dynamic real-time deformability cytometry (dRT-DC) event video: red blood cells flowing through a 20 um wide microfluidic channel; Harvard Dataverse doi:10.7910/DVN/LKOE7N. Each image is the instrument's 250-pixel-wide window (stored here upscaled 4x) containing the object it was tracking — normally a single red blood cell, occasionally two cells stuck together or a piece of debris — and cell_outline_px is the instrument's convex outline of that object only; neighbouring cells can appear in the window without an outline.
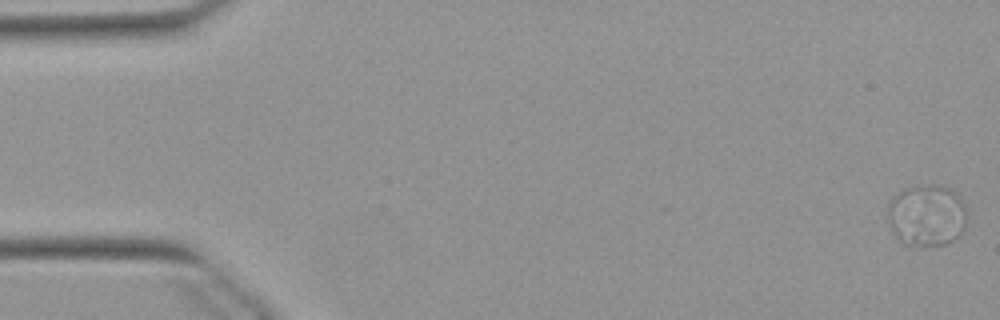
{"species": "Egyptian fruit bat (a non-hibernating species)", "species_latin": "Rousettus aegyptiacus", "temperature_condition": "warm", "stored_images_in_passage": 54, "camera_frame_rate_fps": 3000, "um_per_image_px": 0.085, "animal": {"sex": "female"}, "frame": {"image": 1, "passage_image": 1, "time_ms": 0.0, "image_size_px": [1000, 320], "cell_outline_px": [[964, 228], [960, 236], [944, 244], [924, 248], [920, 248], [904, 244], [896, 236], [888, 224], [888, 204], [892, 196], [904, 188], [916, 184], [944, 184], [956, 192], [960, 196], [964, 204]], "centroid_in_image_um": [78.74, 18.29], "position_along_channel_um": 6.3, "area_um2": 29.3}}
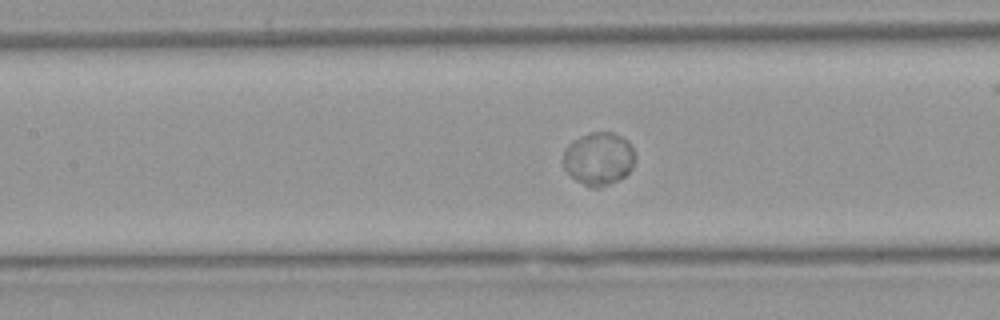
{"frame": {"image": 2, "passage_image": 24, "time_ms": 7.667, "image_size_px": [1000, 320], "cell_outline_px": [[636, 156], [632, 168], [620, 180], [600, 188], [588, 188], [576, 180], [564, 168], [564, 148], [572, 140], [588, 132], [612, 132], [628, 140]], "centroid_in_image_um": [50.89, 13.49], "position_along_channel_um": 156.5, "area_um2": 22.48}}
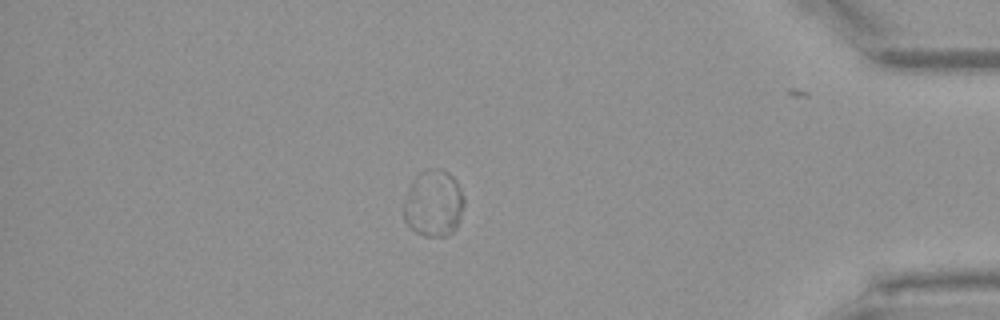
{"frame": {"image": 3, "passage_image": 46, "time_ms": 15.0, "image_size_px": [1000, 320], "cell_outline_px": [[464, 204], [456, 228], [448, 236], [424, 236], [416, 232], [404, 220], [404, 200], [408, 188], [412, 180], [420, 172], [428, 168], [440, 168], [448, 172], [456, 180], [464, 196]], "centroid_in_image_um": [36.85, 17.27], "position_along_channel_um": 398.3, "area_um2": 23.58}, "authors_computed_cell_mechanics": {"area_um2": 22.9755, "velocity_mm_per_s": 3.8326, "shape_relaxation_time_tau1_ms": 1.7149, "shape_relaxation_time_tau2_ms": null, "deformation_change_tau1": 0.0258, "deformation_change_tau2": null}}